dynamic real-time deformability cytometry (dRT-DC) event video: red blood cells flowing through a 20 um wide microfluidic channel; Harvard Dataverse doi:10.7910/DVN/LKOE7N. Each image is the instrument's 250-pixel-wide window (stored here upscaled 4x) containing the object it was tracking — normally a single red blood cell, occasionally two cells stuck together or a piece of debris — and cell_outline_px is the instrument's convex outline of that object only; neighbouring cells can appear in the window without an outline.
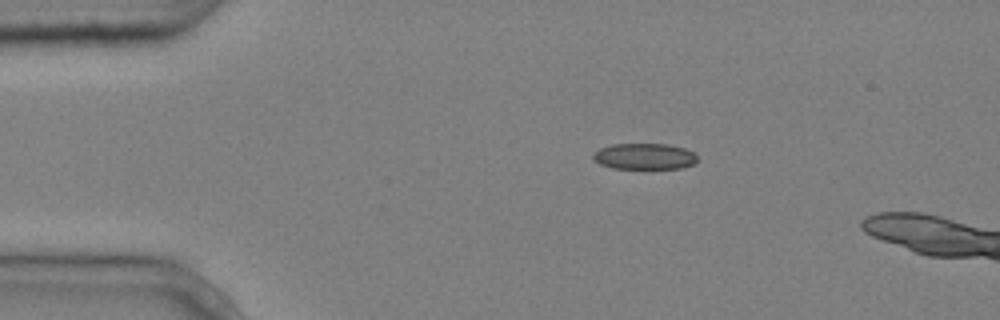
{"species": "common noctule bat (a hibernating species)", "species_latin": "Nyctalus noctula", "temperature_condition": "cold", "stored_images_in_passage": 4, "camera_frame_rate_fps": 3000, "um_per_image_px": 0.085, "animal": {"sex": "male", "body_mass_g": 20.4}, "frame": {"image": 1, "passage_image": 2, "time_ms": 0.333, "image_size_px": [1000, 320], "cell_outline_px": [[696, 160], [692, 164], [680, 168], [612, 168], [600, 164], [592, 160], [592, 156], [600, 148], [612, 144], [668, 144], [684, 148], [692, 152], [696, 156]], "centroid_in_image_um": [54.73, 13.29], "position_along_channel_um": 30.3, "area_um2": 15.66}}